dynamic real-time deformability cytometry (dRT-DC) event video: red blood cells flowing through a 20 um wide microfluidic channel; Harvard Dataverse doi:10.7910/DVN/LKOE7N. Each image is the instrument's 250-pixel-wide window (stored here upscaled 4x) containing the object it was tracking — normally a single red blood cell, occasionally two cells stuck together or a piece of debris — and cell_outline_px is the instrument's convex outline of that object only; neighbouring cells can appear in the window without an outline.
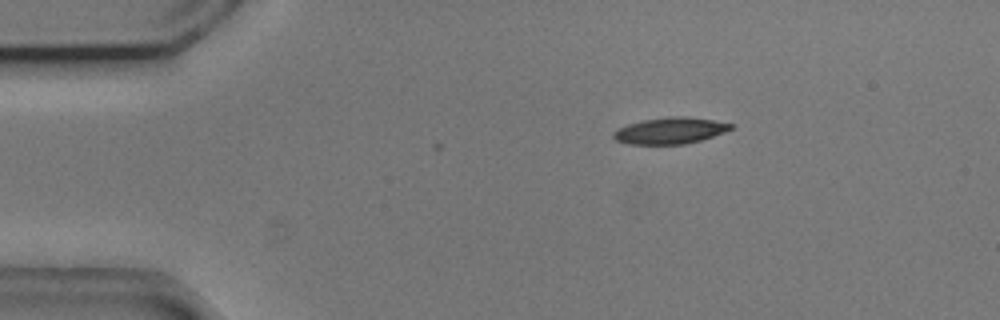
{"species": "common noctule bat (a hibernating species)", "species_latin": "Nyctalus noctula", "temperature_condition": "cold", "stored_images_in_passage": 7, "camera_frame_rate_fps": 3000, "um_per_image_px": 0.085, "animal": {"sex": "male", "body_mass_g": 20.5, "forearm_length_mm": 52.5}, "frame": {"image": 1, "passage_image": 1, "time_ms": 0.0, "image_size_px": [1000, 320], "cell_outline_px": [[732, 128], [724, 132], [700, 140], [684, 144], [628, 144], [616, 140], [612, 136], [612, 132], [616, 128], [628, 124], [644, 120], [668, 116], [684, 116], [712, 120], [732, 124]], "centroid_in_image_um": [56.9, 11.1], "position_along_channel_um": 28.1, "area_um2": 17.92}}